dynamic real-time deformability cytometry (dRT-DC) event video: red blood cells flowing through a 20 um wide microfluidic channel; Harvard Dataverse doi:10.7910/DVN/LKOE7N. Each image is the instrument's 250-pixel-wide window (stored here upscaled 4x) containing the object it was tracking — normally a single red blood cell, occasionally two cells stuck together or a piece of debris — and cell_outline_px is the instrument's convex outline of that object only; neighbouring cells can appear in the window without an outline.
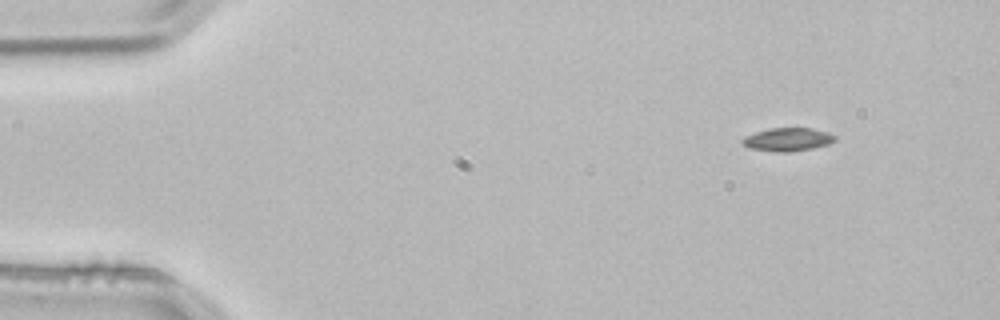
{"species": "common noctule bat (a hibernating species)", "species_latin": "Nyctalus noctula", "temperature_condition": "room temperature", "stored_images_in_passage": 2, "camera_frame_rate_fps": 3000, "um_per_image_px": 0.085, "animal": {"sex": "male", "body_mass_g": 21.5, "forearm_length_mm": 52.0}, "frame": {"image": 1, "passage_image": 1, "time_ms": 0.0, "image_size_px": [1000, 320], "cell_outline_px": [[836, 140], [828, 144], [812, 148], [788, 152], [776, 152], [748, 148], [740, 140], [744, 136], [768, 128], [808, 128], [828, 132], [836, 136]], "centroid_in_image_um": [66.93, 11.85], "position_along_channel_um": 18.1, "area_um2": 12.54}}